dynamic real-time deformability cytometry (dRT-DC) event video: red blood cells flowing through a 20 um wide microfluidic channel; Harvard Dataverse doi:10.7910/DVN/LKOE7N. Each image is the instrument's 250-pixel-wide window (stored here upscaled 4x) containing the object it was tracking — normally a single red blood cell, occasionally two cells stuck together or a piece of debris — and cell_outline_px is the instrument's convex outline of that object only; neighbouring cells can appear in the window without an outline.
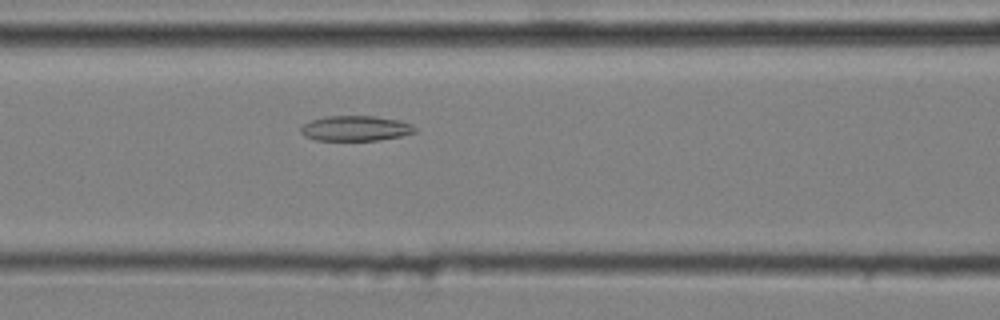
{"species": "common noctule bat (a hibernating species)", "species_latin": "Nyctalus noctula", "temperature_condition": "cold", "stored_images_in_passage": 38, "camera_frame_rate_fps": 3000, "um_per_image_px": 0.085, "animal": {"sex": "male", "body_mass_g": 20.4}, "frame": {"image": 1, "passage_image": 13, "time_ms": 4.0, "image_size_px": [1000, 320], "cell_outline_px": [[416, 132], [400, 136], [380, 140], [316, 140], [304, 136], [300, 132], [300, 128], [304, 124], [312, 120], [328, 116], [376, 116], [400, 120], [412, 124], [416, 128]], "centroid_in_image_um": [30.24, 10.91], "position_along_channel_um": 136.4, "area_um2": 16.76}}
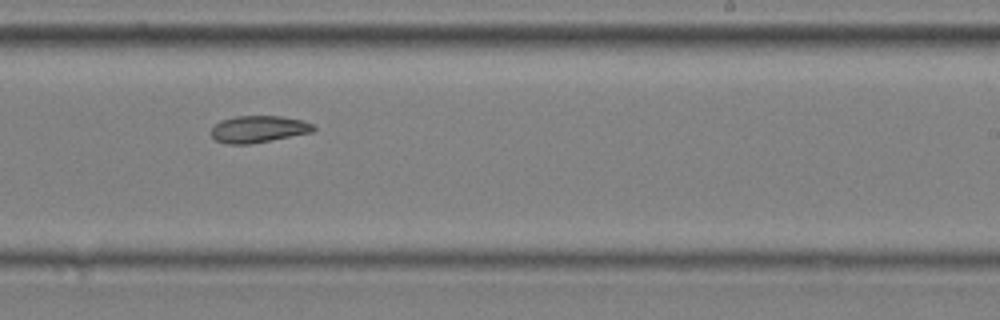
{"frame": {"image": 2, "passage_image": 24, "time_ms": 7.667, "image_size_px": [1000, 320], "cell_outline_px": [[316, 128], [312, 132], [248, 144], [224, 144], [216, 140], [208, 132], [220, 120], [236, 116], [280, 116], [304, 120], [312, 124]], "centroid_in_image_um": [21.93, 10.97], "position_along_channel_um": 267.1, "area_um2": 16.01}}
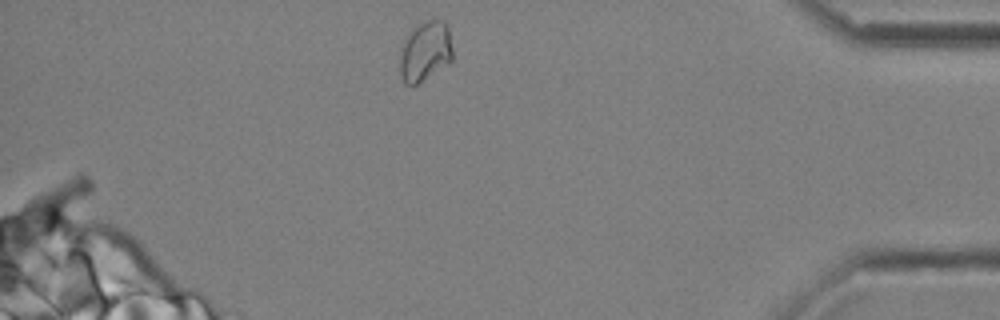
{"frame": {"image": 3, "passage_image": 38, "time_ms": 12.333, "image_size_px": [1000, 320], "cell_outline_px": [[452, 60], [448, 64], [416, 84], [404, 84], [400, 76], [400, 48], [404, 40], [412, 28], [416, 24], [432, 16], [444, 20], [448, 28], [452, 48]], "centroid_in_image_um": [36.13, 4.29], "position_along_channel_um": 399.1, "area_um2": 18.84}, "authors_computed_cell_mechanics": {"area_um2": 16.8198, "velocity_mm_per_s": 3.5753, "shape_relaxation_time_tau1_ms": null, "shape_relaxation_time_tau2_ms": 6.418, "deformation_change_tau1": null, "deformation_change_tau2": 0.1109}}